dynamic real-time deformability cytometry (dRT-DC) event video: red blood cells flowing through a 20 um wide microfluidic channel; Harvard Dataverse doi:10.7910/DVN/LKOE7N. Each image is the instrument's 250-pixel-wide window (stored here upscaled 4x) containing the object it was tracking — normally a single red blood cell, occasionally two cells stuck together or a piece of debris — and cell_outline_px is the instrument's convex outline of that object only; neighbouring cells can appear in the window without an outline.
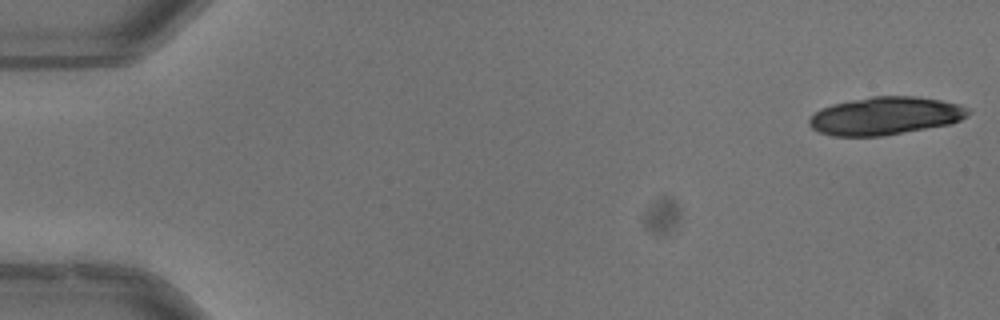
{"species": "common noctule bat (a hibernating species)", "species_latin": "Nyctalus noctula", "temperature_condition": "warm", "stored_images_in_passage": 18, "camera_frame_rate_fps": 3000, "um_per_image_px": 0.085, "animal": {"sex": "male", "body_mass_g": 13.3}, "frame": {"image": 1, "passage_image": 1, "time_ms": 0.0, "image_size_px": [1000, 320], "cell_outline_px": [[972, 112], [968, 116], [960, 120], [948, 124], [884, 136], [832, 136], [820, 132], [812, 128], [808, 124], [808, 120], [820, 108], [832, 104], [872, 96], [916, 96], [940, 100], [960, 104], [968, 108]], "centroid_in_image_um": [75.26, 9.85], "position_along_channel_um": 9.7, "area_um2": 35.14}}